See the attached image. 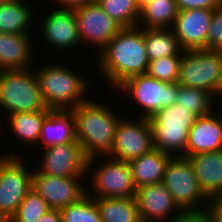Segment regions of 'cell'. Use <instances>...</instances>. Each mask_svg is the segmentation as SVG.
<instances>
[{
    "instance_id": "6da1fadb",
    "label": "cell",
    "mask_w": 222,
    "mask_h": 222,
    "mask_svg": "<svg viewBox=\"0 0 222 222\" xmlns=\"http://www.w3.org/2000/svg\"><path fill=\"white\" fill-rule=\"evenodd\" d=\"M97 54L99 73L113 87L132 76L146 74L149 59L143 27H123Z\"/></svg>"
},
{
    "instance_id": "7a4b0ae2",
    "label": "cell",
    "mask_w": 222,
    "mask_h": 222,
    "mask_svg": "<svg viewBox=\"0 0 222 222\" xmlns=\"http://www.w3.org/2000/svg\"><path fill=\"white\" fill-rule=\"evenodd\" d=\"M110 108L97 100L87 99L70 109L75 119L76 140L88 159L87 170L95 169L93 166L97 159L109 156L112 152L115 131L124 116L116 115Z\"/></svg>"
},
{
    "instance_id": "3957f363",
    "label": "cell",
    "mask_w": 222,
    "mask_h": 222,
    "mask_svg": "<svg viewBox=\"0 0 222 222\" xmlns=\"http://www.w3.org/2000/svg\"><path fill=\"white\" fill-rule=\"evenodd\" d=\"M68 67L46 63L35 71L48 108L70 110L88 99L85 96L90 81Z\"/></svg>"
},
{
    "instance_id": "277c9868",
    "label": "cell",
    "mask_w": 222,
    "mask_h": 222,
    "mask_svg": "<svg viewBox=\"0 0 222 222\" xmlns=\"http://www.w3.org/2000/svg\"><path fill=\"white\" fill-rule=\"evenodd\" d=\"M197 118L196 114L177 103L160 109L149 118L153 147L172 157H184L189 130Z\"/></svg>"
},
{
    "instance_id": "5b68a950",
    "label": "cell",
    "mask_w": 222,
    "mask_h": 222,
    "mask_svg": "<svg viewBox=\"0 0 222 222\" xmlns=\"http://www.w3.org/2000/svg\"><path fill=\"white\" fill-rule=\"evenodd\" d=\"M0 108L8 112L7 116L48 109L33 70L0 71Z\"/></svg>"
},
{
    "instance_id": "8992f818",
    "label": "cell",
    "mask_w": 222,
    "mask_h": 222,
    "mask_svg": "<svg viewBox=\"0 0 222 222\" xmlns=\"http://www.w3.org/2000/svg\"><path fill=\"white\" fill-rule=\"evenodd\" d=\"M162 183L184 213L208 210L211 201L201 190L188 158L171 157L165 166Z\"/></svg>"
},
{
    "instance_id": "52a82bcc",
    "label": "cell",
    "mask_w": 222,
    "mask_h": 222,
    "mask_svg": "<svg viewBox=\"0 0 222 222\" xmlns=\"http://www.w3.org/2000/svg\"><path fill=\"white\" fill-rule=\"evenodd\" d=\"M178 83L209 91L217 97L222 84V51L184 50Z\"/></svg>"
},
{
    "instance_id": "ba28073f",
    "label": "cell",
    "mask_w": 222,
    "mask_h": 222,
    "mask_svg": "<svg viewBox=\"0 0 222 222\" xmlns=\"http://www.w3.org/2000/svg\"><path fill=\"white\" fill-rule=\"evenodd\" d=\"M179 83H166L147 74L135 75L126 79L117 88L141 107V118H150L160 109L176 103Z\"/></svg>"
},
{
    "instance_id": "9c48e42d",
    "label": "cell",
    "mask_w": 222,
    "mask_h": 222,
    "mask_svg": "<svg viewBox=\"0 0 222 222\" xmlns=\"http://www.w3.org/2000/svg\"><path fill=\"white\" fill-rule=\"evenodd\" d=\"M21 157L14 153L0 155V214L8 220L32 188L33 170L28 169Z\"/></svg>"
},
{
    "instance_id": "30bf717a",
    "label": "cell",
    "mask_w": 222,
    "mask_h": 222,
    "mask_svg": "<svg viewBox=\"0 0 222 222\" xmlns=\"http://www.w3.org/2000/svg\"><path fill=\"white\" fill-rule=\"evenodd\" d=\"M106 158V159H105ZM105 159L97 164L95 170H87L91 175L88 177L89 183L93 188L95 199L100 198H128L135 197L136 186L133 181L132 171L129 162L116 160L109 156H104Z\"/></svg>"
},
{
    "instance_id": "8fae6325",
    "label": "cell",
    "mask_w": 222,
    "mask_h": 222,
    "mask_svg": "<svg viewBox=\"0 0 222 222\" xmlns=\"http://www.w3.org/2000/svg\"><path fill=\"white\" fill-rule=\"evenodd\" d=\"M152 130L148 118H122L115 131L109 157L131 162L153 149Z\"/></svg>"
},
{
    "instance_id": "7c38bea8",
    "label": "cell",
    "mask_w": 222,
    "mask_h": 222,
    "mask_svg": "<svg viewBox=\"0 0 222 222\" xmlns=\"http://www.w3.org/2000/svg\"><path fill=\"white\" fill-rule=\"evenodd\" d=\"M74 11L82 43L93 44L95 48L98 47L99 53L123 28L101 8L97 1L77 7Z\"/></svg>"
},
{
    "instance_id": "4fadbf2b",
    "label": "cell",
    "mask_w": 222,
    "mask_h": 222,
    "mask_svg": "<svg viewBox=\"0 0 222 222\" xmlns=\"http://www.w3.org/2000/svg\"><path fill=\"white\" fill-rule=\"evenodd\" d=\"M42 153L44 154L40 157L42 159L40 169L37 170L39 173L53 177L85 178L88 176V159L77 140L45 148Z\"/></svg>"
},
{
    "instance_id": "5bb4252c",
    "label": "cell",
    "mask_w": 222,
    "mask_h": 222,
    "mask_svg": "<svg viewBox=\"0 0 222 222\" xmlns=\"http://www.w3.org/2000/svg\"><path fill=\"white\" fill-rule=\"evenodd\" d=\"M135 198L142 222H176L184 214L162 182L140 187Z\"/></svg>"
},
{
    "instance_id": "9a60e30c",
    "label": "cell",
    "mask_w": 222,
    "mask_h": 222,
    "mask_svg": "<svg viewBox=\"0 0 222 222\" xmlns=\"http://www.w3.org/2000/svg\"><path fill=\"white\" fill-rule=\"evenodd\" d=\"M34 171L35 169L32 174V188L50 208L66 207L77 202L87 193L85 186L82 185L85 178L53 177Z\"/></svg>"
},
{
    "instance_id": "2e32d148",
    "label": "cell",
    "mask_w": 222,
    "mask_h": 222,
    "mask_svg": "<svg viewBox=\"0 0 222 222\" xmlns=\"http://www.w3.org/2000/svg\"><path fill=\"white\" fill-rule=\"evenodd\" d=\"M45 14L47 16L41 20V34L53 49L69 51L82 43L74 9L56 7Z\"/></svg>"
},
{
    "instance_id": "e0dca14e",
    "label": "cell",
    "mask_w": 222,
    "mask_h": 222,
    "mask_svg": "<svg viewBox=\"0 0 222 222\" xmlns=\"http://www.w3.org/2000/svg\"><path fill=\"white\" fill-rule=\"evenodd\" d=\"M214 10H179L172 29L183 50L206 49L208 30Z\"/></svg>"
},
{
    "instance_id": "ac0fdd59",
    "label": "cell",
    "mask_w": 222,
    "mask_h": 222,
    "mask_svg": "<svg viewBox=\"0 0 222 222\" xmlns=\"http://www.w3.org/2000/svg\"><path fill=\"white\" fill-rule=\"evenodd\" d=\"M214 110L197 118L190 128L184 157L205 152L222 150V118Z\"/></svg>"
},
{
    "instance_id": "d6986e66",
    "label": "cell",
    "mask_w": 222,
    "mask_h": 222,
    "mask_svg": "<svg viewBox=\"0 0 222 222\" xmlns=\"http://www.w3.org/2000/svg\"><path fill=\"white\" fill-rule=\"evenodd\" d=\"M187 158L204 194L210 201L219 198L222 194V150L198 153Z\"/></svg>"
},
{
    "instance_id": "ffe728a7",
    "label": "cell",
    "mask_w": 222,
    "mask_h": 222,
    "mask_svg": "<svg viewBox=\"0 0 222 222\" xmlns=\"http://www.w3.org/2000/svg\"><path fill=\"white\" fill-rule=\"evenodd\" d=\"M31 37L32 35L0 32V71L23 70L32 67L31 59H34V54Z\"/></svg>"
},
{
    "instance_id": "44dd1931",
    "label": "cell",
    "mask_w": 222,
    "mask_h": 222,
    "mask_svg": "<svg viewBox=\"0 0 222 222\" xmlns=\"http://www.w3.org/2000/svg\"><path fill=\"white\" fill-rule=\"evenodd\" d=\"M75 119L71 110L52 109L42 123L39 143L43 148L74 142Z\"/></svg>"
},
{
    "instance_id": "7402d4cb",
    "label": "cell",
    "mask_w": 222,
    "mask_h": 222,
    "mask_svg": "<svg viewBox=\"0 0 222 222\" xmlns=\"http://www.w3.org/2000/svg\"><path fill=\"white\" fill-rule=\"evenodd\" d=\"M171 157L170 154L153 148L129 162L136 188L162 182L165 166Z\"/></svg>"
},
{
    "instance_id": "603a6c76",
    "label": "cell",
    "mask_w": 222,
    "mask_h": 222,
    "mask_svg": "<svg viewBox=\"0 0 222 222\" xmlns=\"http://www.w3.org/2000/svg\"><path fill=\"white\" fill-rule=\"evenodd\" d=\"M25 0H13L0 3V32L7 34L30 35L35 12L26 5ZM34 12V13H33ZM32 22V23H31ZM29 31V32H28Z\"/></svg>"
},
{
    "instance_id": "cb8c5ba5",
    "label": "cell",
    "mask_w": 222,
    "mask_h": 222,
    "mask_svg": "<svg viewBox=\"0 0 222 222\" xmlns=\"http://www.w3.org/2000/svg\"><path fill=\"white\" fill-rule=\"evenodd\" d=\"M144 40L149 61L172 55H183L172 28H144Z\"/></svg>"
},
{
    "instance_id": "d4e9b609",
    "label": "cell",
    "mask_w": 222,
    "mask_h": 222,
    "mask_svg": "<svg viewBox=\"0 0 222 222\" xmlns=\"http://www.w3.org/2000/svg\"><path fill=\"white\" fill-rule=\"evenodd\" d=\"M51 108L36 112H17L8 115L9 129L17 139L27 142L28 144H38L42 123Z\"/></svg>"
},
{
    "instance_id": "484cf974",
    "label": "cell",
    "mask_w": 222,
    "mask_h": 222,
    "mask_svg": "<svg viewBox=\"0 0 222 222\" xmlns=\"http://www.w3.org/2000/svg\"><path fill=\"white\" fill-rule=\"evenodd\" d=\"M102 222H142L135 197L95 199Z\"/></svg>"
},
{
    "instance_id": "4316f807",
    "label": "cell",
    "mask_w": 222,
    "mask_h": 222,
    "mask_svg": "<svg viewBox=\"0 0 222 222\" xmlns=\"http://www.w3.org/2000/svg\"><path fill=\"white\" fill-rule=\"evenodd\" d=\"M178 11L175 0H152L141 8L137 26L142 27L144 25V28H172Z\"/></svg>"
},
{
    "instance_id": "83f0119b",
    "label": "cell",
    "mask_w": 222,
    "mask_h": 222,
    "mask_svg": "<svg viewBox=\"0 0 222 222\" xmlns=\"http://www.w3.org/2000/svg\"><path fill=\"white\" fill-rule=\"evenodd\" d=\"M214 99L216 100V97L209 91L179 85L176 103L201 117L214 111Z\"/></svg>"
},
{
    "instance_id": "f1b7e54d",
    "label": "cell",
    "mask_w": 222,
    "mask_h": 222,
    "mask_svg": "<svg viewBox=\"0 0 222 222\" xmlns=\"http://www.w3.org/2000/svg\"><path fill=\"white\" fill-rule=\"evenodd\" d=\"M101 8L122 27L138 25L141 9L136 0H96Z\"/></svg>"
},
{
    "instance_id": "f546056e",
    "label": "cell",
    "mask_w": 222,
    "mask_h": 222,
    "mask_svg": "<svg viewBox=\"0 0 222 222\" xmlns=\"http://www.w3.org/2000/svg\"><path fill=\"white\" fill-rule=\"evenodd\" d=\"M60 211L62 222H102L95 198L88 193Z\"/></svg>"
},
{
    "instance_id": "4dcf8cb0",
    "label": "cell",
    "mask_w": 222,
    "mask_h": 222,
    "mask_svg": "<svg viewBox=\"0 0 222 222\" xmlns=\"http://www.w3.org/2000/svg\"><path fill=\"white\" fill-rule=\"evenodd\" d=\"M49 209L51 208L46 201L31 188L9 222H35Z\"/></svg>"
},
{
    "instance_id": "1f68e13d",
    "label": "cell",
    "mask_w": 222,
    "mask_h": 222,
    "mask_svg": "<svg viewBox=\"0 0 222 222\" xmlns=\"http://www.w3.org/2000/svg\"><path fill=\"white\" fill-rule=\"evenodd\" d=\"M182 56L172 55L149 61L146 74L166 83L178 82Z\"/></svg>"
},
{
    "instance_id": "d6a6232c",
    "label": "cell",
    "mask_w": 222,
    "mask_h": 222,
    "mask_svg": "<svg viewBox=\"0 0 222 222\" xmlns=\"http://www.w3.org/2000/svg\"><path fill=\"white\" fill-rule=\"evenodd\" d=\"M206 49L222 51V3L214 9L208 30Z\"/></svg>"
},
{
    "instance_id": "836d02e7",
    "label": "cell",
    "mask_w": 222,
    "mask_h": 222,
    "mask_svg": "<svg viewBox=\"0 0 222 222\" xmlns=\"http://www.w3.org/2000/svg\"><path fill=\"white\" fill-rule=\"evenodd\" d=\"M178 10L190 9H216L221 2L219 0H175Z\"/></svg>"
},
{
    "instance_id": "e575fe53",
    "label": "cell",
    "mask_w": 222,
    "mask_h": 222,
    "mask_svg": "<svg viewBox=\"0 0 222 222\" xmlns=\"http://www.w3.org/2000/svg\"><path fill=\"white\" fill-rule=\"evenodd\" d=\"M176 222H216L209 210L184 213Z\"/></svg>"
},
{
    "instance_id": "d590c367",
    "label": "cell",
    "mask_w": 222,
    "mask_h": 222,
    "mask_svg": "<svg viewBox=\"0 0 222 222\" xmlns=\"http://www.w3.org/2000/svg\"><path fill=\"white\" fill-rule=\"evenodd\" d=\"M53 1H55L56 5H59H57V7L75 9L88 3L95 2L96 0H51L52 3Z\"/></svg>"
},
{
    "instance_id": "8d00e7d4",
    "label": "cell",
    "mask_w": 222,
    "mask_h": 222,
    "mask_svg": "<svg viewBox=\"0 0 222 222\" xmlns=\"http://www.w3.org/2000/svg\"><path fill=\"white\" fill-rule=\"evenodd\" d=\"M35 222H62V213L60 209L51 208Z\"/></svg>"
},
{
    "instance_id": "74e56055",
    "label": "cell",
    "mask_w": 222,
    "mask_h": 222,
    "mask_svg": "<svg viewBox=\"0 0 222 222\" xmlns=\"http://www.w3.org/2000/svg\"><path fill=\"white\" fill-rule=\"evenodd\" d=\"M208 210L216 222H222V201H211Z\"/></svg>"
},
{
    "instance_id": "f35d334b",
    "label": "cell",
    "mask_w": 222,
    "mask_h": 222,
    "mask_svg": "<svg viewBox=\"0 0 222 222\" xmlns=\"http://www.w3.org/2000/svg\"><path fill=\"white\" fill-rule=\"evenodd\" d=\"M150 1H152V0H136V3L140 7V9H141L143 6H145Z\"/></svg>"
},
{
    "instance_id": "ab89813d",
    "label": "cell",
    "mask_w": 222,
    "mask_h": 222,
    "mask_svg": "<svg viewBox=\"0 0 222 222\" xmlns=\"http://www.w3.org/2000/svg\"><path fill=\"white\" fill-rule=\"evenodd\" d=\"M0 222H9L2 214H0Z\"/></svg>"
},
{
    "instance_id": "60d3db41",
    "label": "cell",
    "mask_w": 222,
    "mask_h": 222,
    "mask_svg": "<svg viewBox=\"0 0 222 222\" xmlns=\"http://www.w3.org/2000/svg\"><path fill=\"white\" fill-rule=\"evenodd\" d=\"M222 98V84H221V88H220V90H219V95L217 96V98Z\"/></svg>"
},
{
    "instance_id": "b9f144b4",
    "label": "cell",
    "mask_w": 222,
    "mask_h": 222,
    "mask_svg": "<svg viewBox=\"0 0 222 222\" xmlns=\"http://www.w3.org/2000/svg\"><path fill=\"white\" fill-rule=\"evenodd\" d=\"M211 201H222V194H221V196L219 198H216V199L211 200Z\"/></svg>"
},
{
    "instance_id": "7bdbcfd3",
    "label": "cell",
    "mask_w": 222,
    "mask_h": 222,
    "mask_svg": "<svg viewBox=\"0 0 222 222\" xmlns=\"http://www.w3.org/2000/svg\"><path fill=\"white\" fill-rule=\"evenodd\" d=\"M9 1H13V0H0V3H5V2H9Z\"/></svg>"
},
{
    "instance_id": "ee69618b",
    "label": "cell",
    "mask_w": 222,
    "mask_h": 222,
    "mask_svg": "<svg viewBox=\"0 0 222 222\" xmlns=\"http://www.w3.org/2000/svg\"><path fill=\"white\" fill-rule=\"evenodd\" d=\"M220 110H222V108H221ZM220 110H219L218 113L220 114V116H221V118H222V111L220 112Z\"/></svg>"
}]
</instances>
